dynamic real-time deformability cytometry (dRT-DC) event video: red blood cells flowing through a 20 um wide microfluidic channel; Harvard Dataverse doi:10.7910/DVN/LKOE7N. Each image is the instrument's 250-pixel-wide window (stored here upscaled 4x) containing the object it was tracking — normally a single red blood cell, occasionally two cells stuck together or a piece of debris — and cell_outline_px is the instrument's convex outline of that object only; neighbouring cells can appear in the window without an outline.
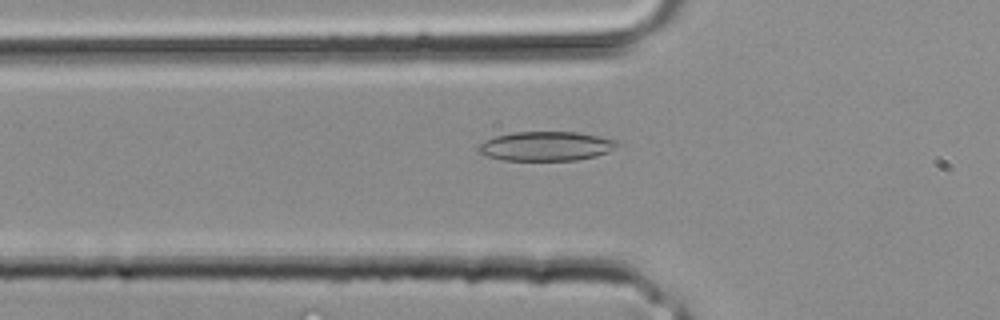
{"species": "common noctule bat (a hibernating species)", "species_latin": "Nyctalus noctula", "temperature_condition": "room temperature", "stored_images_in_passage": 3, "camera_frame_rate_fps": 3000, "um_per_image_px": 0.085, "animal": {"sex": "male", "body_mass_g": 20.4}, "frame": {"image": 1, "passage_image": 2, "time_ms": 0.333, "image_size_px": [1000, 320], "cell_outline_px": [[620, 144], [608, 152], [596, 156], [576, 160], [504, 160], [488, 156], [480, 152], [476, 148], [484, 140], [496, 136], [512, 132], [576, 132], [620, 140]], "centroid_in_image_um": [46.44, 12.42], "position_along_channel_um": 79.4, "area_um2": 23.7}}